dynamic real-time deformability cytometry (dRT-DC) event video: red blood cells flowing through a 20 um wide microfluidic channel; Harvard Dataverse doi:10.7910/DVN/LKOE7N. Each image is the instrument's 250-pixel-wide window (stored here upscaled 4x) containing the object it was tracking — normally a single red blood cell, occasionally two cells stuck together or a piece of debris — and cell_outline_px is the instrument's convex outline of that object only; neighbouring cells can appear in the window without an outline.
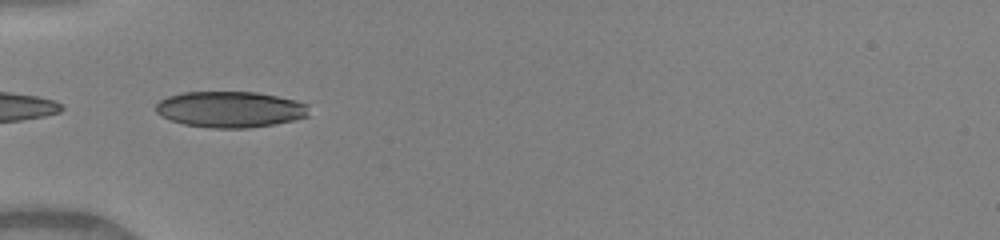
{"species": "human", "species_latin": "Homo sapiens", "temperature_condition": "warm", "stored_images_in_passage": 7, "camera_frame_rate_fps": 3000, "um_per_image_px": 0.085, "donor": {"sex": "female"}, "frame": {"image": 1, "passage_image": 1, "time_ms": 0.0, "image_size_px": [1000, 240], "cell_outline_px": [[308, 116], [292, 120], [272, 124], [248, 128], [212, 128], [184, 124], [160, 116], [156, 112], [156, 104], [160, 100], [168, 96], [184, 92], [256, 92], [296, 100], [308, 104]], "centroid_in_image_um": [19.55, 9.29], "position_along_channel_um": 65.4, "area_um2": 32.08}}